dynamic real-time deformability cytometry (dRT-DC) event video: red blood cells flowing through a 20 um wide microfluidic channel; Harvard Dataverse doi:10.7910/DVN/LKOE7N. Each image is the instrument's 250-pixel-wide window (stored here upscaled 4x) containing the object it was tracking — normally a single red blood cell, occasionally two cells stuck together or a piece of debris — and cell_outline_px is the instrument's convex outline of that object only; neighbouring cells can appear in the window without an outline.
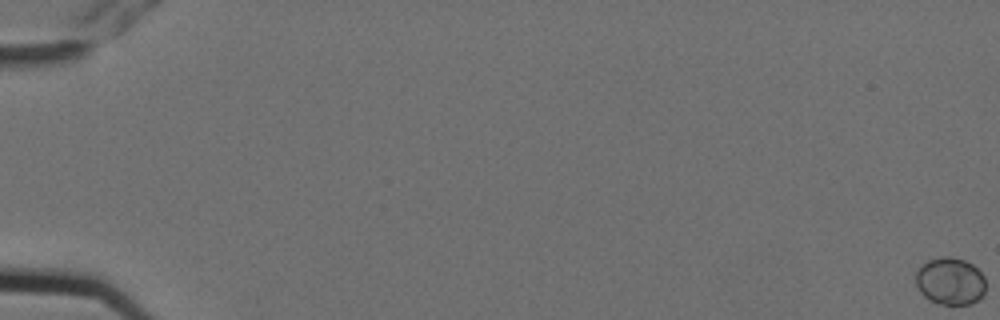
{"species": "Egyptian fruit bat (a non-hibernating species)", "species_latin": "Rousettus aegyptiacus", "temperature_condition": "cold", "stored_images_in_passage": 7, "camera_frame_rate_fps": 3000, "um_per_image_px": 0.085, "animal": {"sex": "female"}, "frame": {"image": 1, "passage_image": 1, "time_ms": 0.0, "image_size_px": [1000, 320], "cell_outline_px": [[984, 292], [972, 304], [936, 304], [924, 296], [920, 292], [916, 284], [916, 272], [928, 260], [944, 256], [952, 256], [964, 260], [972, 264], [984, 276]], "centroid_in_image_um": [80.75, 23.9], "position_along_channel_um": 4.2, "area_um2": 19.13}}
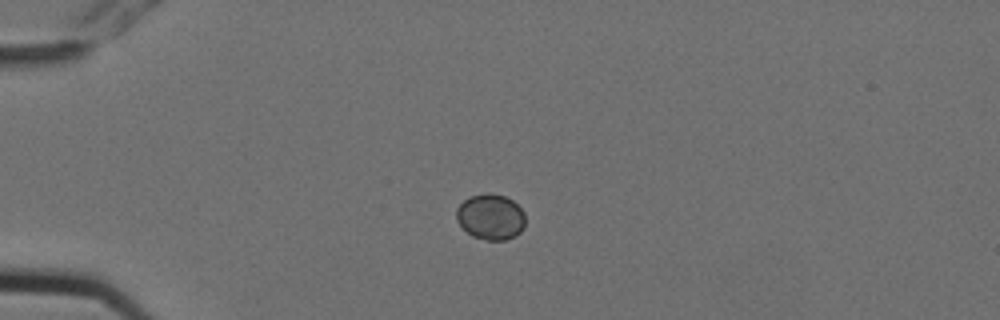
{"frame": {"image": 2, "passage_image": 5, "time_ms": 1.333, "image_size_px": [1000, 320], "cell_outline_px": [[524, 228], [520, 232], [504, 240], [488, 240], [472, 236], [456, 220], [456, 208], [464, 200], [472, 196], [488, 192], [504, 196], [512, 200], [524, 212]], "centroid_in_image_um": [41.69, 18.42], "position_along_channel_um": 43.3, "area_um2": 18.15}}
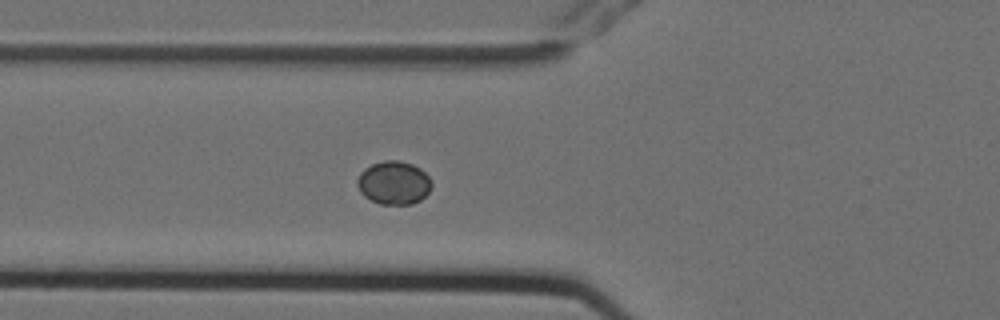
{"frame": {"image": 3, "passage_image": 7, "time_ms": 2.0, "image_size_px": [1000, 320], "cell_outline_px": [[432, 184], [428, 192], [420, 200], [412, 204], [380, 204], [364, 196], [360, 192], [356, 184], [356, 180], [360, 172], [364, 168], [372, 164], [384, 160], [396, 160], [412, 164], [420, 168], [428, 176]], "centroid_in_image_um": [33.44, 15.53], "position_along_channel_um": 92.4, "area_um2": 18.79}}